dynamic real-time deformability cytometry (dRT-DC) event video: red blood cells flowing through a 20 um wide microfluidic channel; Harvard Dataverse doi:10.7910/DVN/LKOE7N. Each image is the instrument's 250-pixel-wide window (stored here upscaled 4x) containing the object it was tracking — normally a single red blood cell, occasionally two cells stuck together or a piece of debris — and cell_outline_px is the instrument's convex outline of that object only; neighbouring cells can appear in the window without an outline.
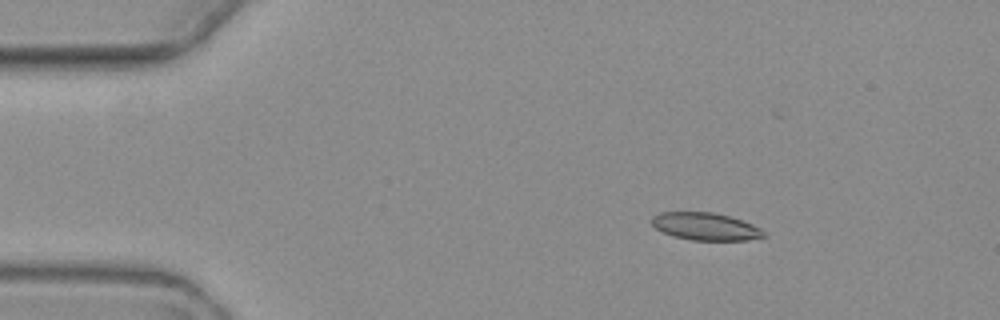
{"species": "common noctule bat (a hibernating species)", "species_latin": "Nyctalus noctula", "temperature_condition": "warm", "stored_images_in_passage": 3, "camera_frame_rate_fps": 3000, "um_per_image_px": 0.085, "animal": {"sex": "female", "body_mass_g": 19.3, "forearm_length_mm": 54.1}, "frame": {"image": 1, "passage_image": 1, "time_ms": 0.0, "image_size_px": [1000, 320], "cell_outline_px": [[768, 236], [744, 240], [692, 240], [676, 236], [664, 232], [656, 228], [652, 224], [652, 216], [664, 212], [712, 212], [728, 216], [752, 224], [760, 228]], "centroid_in_image_um": [59.98, 19.25], "position_along_channel_um": 25.0, "area_um2": 17.63}}